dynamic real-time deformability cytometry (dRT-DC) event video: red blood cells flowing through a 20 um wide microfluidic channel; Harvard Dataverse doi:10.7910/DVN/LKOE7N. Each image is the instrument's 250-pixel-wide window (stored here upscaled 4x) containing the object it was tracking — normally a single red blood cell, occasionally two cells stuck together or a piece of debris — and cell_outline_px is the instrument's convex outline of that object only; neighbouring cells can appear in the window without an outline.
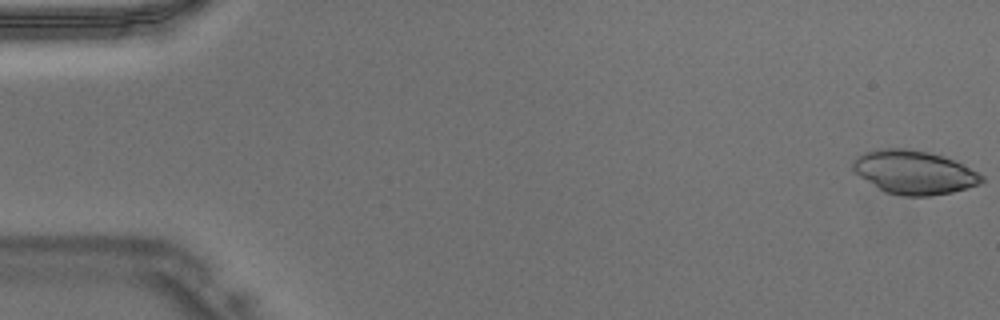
{"species": "Egyptian fruit bat (a non-hibernating species)", "species_latin": "Rousettus aegyptiacus", "temperature_condition": "warm", "stored_images_in_passage": 47, "camera_frame_rate_fps": 3000, "um_per_image_px": 0.085, "animal": {"sex": "male"}, "frame": {"image": 1, "passage_image": 1, "time_ms": 0.0, "image_size_px": [1000, 320], "cell_outline_px": [[984, 180], [980, 184], [968, 188], [952, 192], [932, 196], [904, 196], [884, 192], [860, 176], [852, 168], [852, 160], [856, 156], [864, 152], [880, 148], [904, 148], [928, 152], [944, 156], [984, 176]], "centroid_in_image_um": [77.67, 14.65], "position_along_channel_um": 7.3, "area_um2": 32.66}}
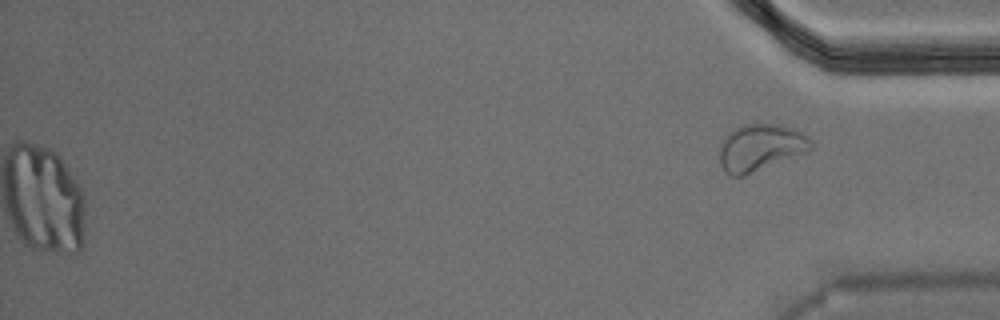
{"frame": {"image": 2, "passage_image": 47, "time_ms": 15.333, "image_size_px": [1000, 320], "cell_outline_px": [[812, 148], [808, 152], [744, 176], [728, 176], [724, 172], [720, 164], [720, 148], [724, 136], [728, 132], [740, 124], [780, 124], [792, 128], [808, 136], [812, 140]], "centroid_in_image_um": [64.63, 12.54], "position_along_channel_um": 370.6, "area_um2": 25.32}}